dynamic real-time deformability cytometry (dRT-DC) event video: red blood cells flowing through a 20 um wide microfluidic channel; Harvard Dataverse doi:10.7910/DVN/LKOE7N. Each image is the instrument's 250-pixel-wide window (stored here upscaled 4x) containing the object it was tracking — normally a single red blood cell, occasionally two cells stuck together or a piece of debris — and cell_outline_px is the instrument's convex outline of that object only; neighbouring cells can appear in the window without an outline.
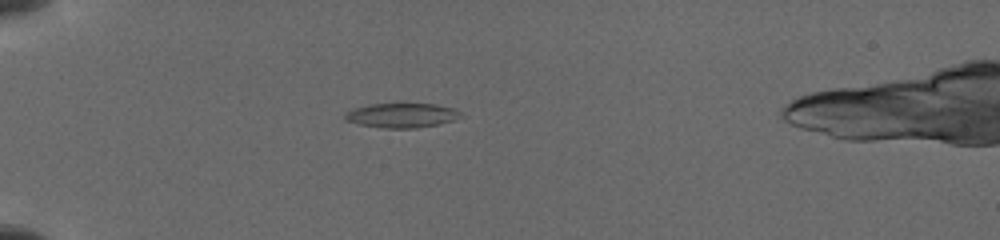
{"species": "common noctule bat (a hibernating species)", "species_latin": "Nyctalus noctula", "temperature_condition": "cold", "stored_images_in_passage": 4, "camera_frame_rate_fps": 3000, "um_per_image_px": 0.085, "animal": {"sex": "female", "body_mass_g": 19.5, "forearm_length_mm": 54.1}, "frame": {"image": 1, "passage_image": 2, "time_ms": 1.0, "image_size_px": [1000, 240], "cell_outline_px": [[460, 116], [452, 120], [436, 124], [416, 128], [384, 128], [360, 124], [344, 120], [344, 116], [348, 112], [356, 108], [372, 104], [432, 104], [452, 108], [460, 112]], "centroid_in_image_um": [34.12, 9.81], "position_along_channel_um": 50.9, "area_um2": 16.01}}
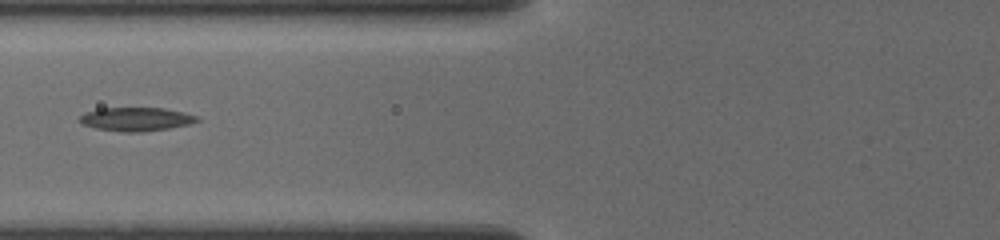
{"frame": {"image": 2, "passage_image": 4, "time_ms": 3.333, "image_size_px": [1000, 240], "cell_outline_px": [[200, 120], [188, 124], [168, 128], [140, 132], [120, 132], [96, 128], [84, 124], [76, 120], [80, 116], [96, 108], [164, 108], [196, 116]], "centroid_in_image_um": [11.51, 10.13], "position_along_channel_um": 114.3, "area_um2": 15.95}}